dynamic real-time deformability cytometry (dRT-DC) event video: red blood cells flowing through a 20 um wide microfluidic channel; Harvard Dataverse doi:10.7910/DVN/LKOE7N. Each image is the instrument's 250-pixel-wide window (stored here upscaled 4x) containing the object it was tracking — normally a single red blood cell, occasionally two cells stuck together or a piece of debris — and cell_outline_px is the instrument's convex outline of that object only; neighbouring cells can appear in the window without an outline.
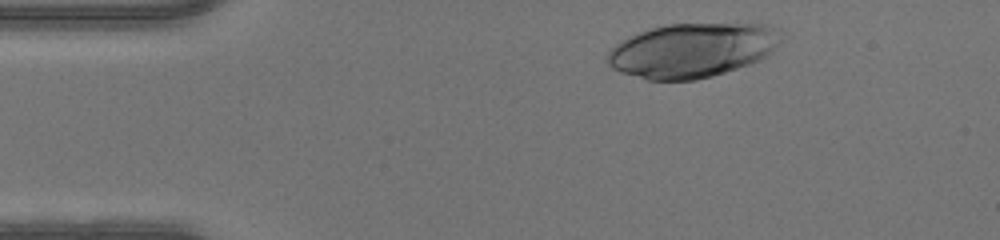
{"species": "human", "species_latin": "Homo sapiens", "temperature_condition": "warm", "stored_images_in_passage": 36, "camera_frame_rate_fps": 3000, "um_per_image_px": 0.085, "donor": {"sex": "male"}, "frame": {"image": 1, "passage_image": 3, "time_ms": 0.667, "image_size_px": [1000, 240], "cell_outline_px": [[780, 40], [772, 52], [768, 56], [760, 60], [712, 76], [696, 80], [648, 80], [620, 72], [612, 68], [608, 64], [608, 52], [616, 44], [628, 36], [652, 28], [668, 24], [768, 24], [776, 28]], "centroid_in_image_um": [58.82, 4.28], "position_along_channel_um": 26.2, "area_um2": 54.62}}
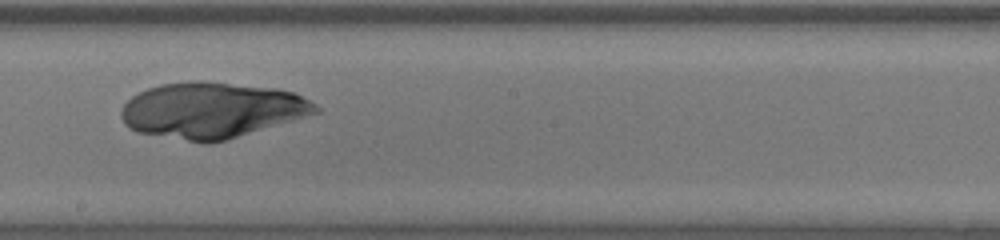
{"frame": {"image": 2, "passage_image": 22, "time_ms": 7.0, "image_size_px": [1000, 240], "cell_outline_px": [[320, 112], [224, 140], [208, 144], [204, 144], [136, 132], [128, 128], [124, 124], [120, 116], [120, 108], [132, 96], [148, 88], [160, 84], [192, 80], [200, 80], [276, 88], [296, 92], [316, 104], [320, 108]], "centroid_in_image_um": [17.97, 9.36], "position_along_channel_um": 230.2, "area_um2": 63.52}}
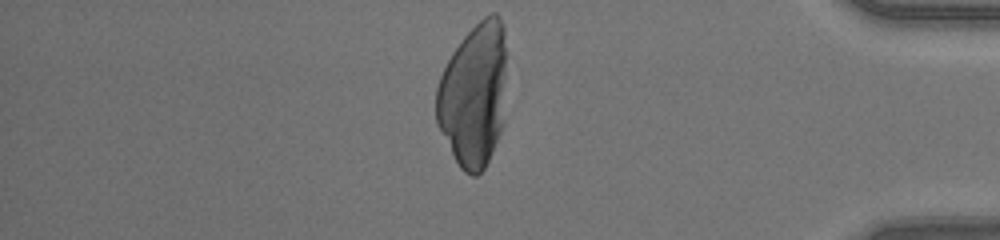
{"frame": {"image": 3, "passage_image": 36, "time_ms": 11.667, "image_size_px": [1000, 240], "cell_outline_px": [[508, 52], [504, 124], [488, 160], [484, 168], [476, 176], [472, 176], [464, 172], [460, 168], [436, 124], [436, 88], [440, 76], [452, 52], [460, 40], [484, 16], [492, 12], [496, 12], [500, 16], [504, 28]], "centroid_in_image_um": [40.31, 8.02], "position_along_channel_um": 394.9, "area_um2": 60.23}}